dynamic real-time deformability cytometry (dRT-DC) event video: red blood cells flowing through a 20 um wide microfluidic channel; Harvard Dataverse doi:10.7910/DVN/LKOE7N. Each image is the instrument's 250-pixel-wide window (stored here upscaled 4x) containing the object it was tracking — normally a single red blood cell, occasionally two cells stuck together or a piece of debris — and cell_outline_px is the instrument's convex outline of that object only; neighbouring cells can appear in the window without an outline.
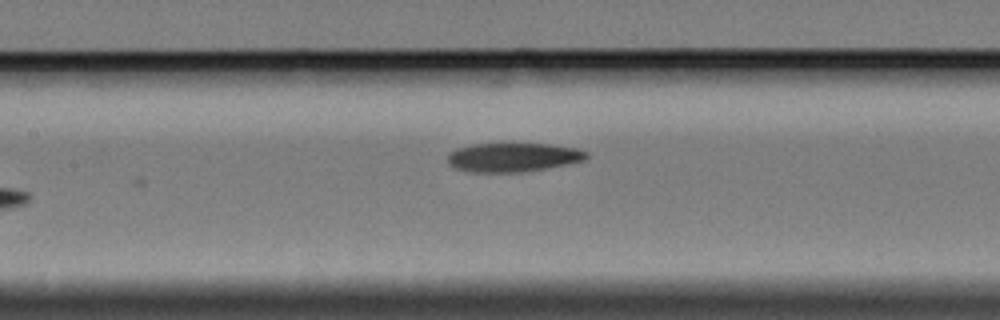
{"species": "Egyptian fruit bat (a non-hibernating species)", "species_latin": "Rousettus aegyptiacus", "temperature_condition": "cold", "stored_images_in_passage": 7, "camera_frame_rate_fps": 3000, "um_per_image_px": 0.085, "animal": {"sex": "female"}, "frame": {"image": 1, "passage_image": 7, "time_ms": 8.333, "image_size_px": [1000, 320], "cell_outline_px": [[588, 156], [584, 160], [568, 164], [520, 172], [472, 172], [456, 168], [448, 160], [448, 156], [456, 148], [472, 144], [504, 140], [552, 144], [576, 148], [588, 152]], "centroid_in_image_um": [43.63, 13.3], "position_along_channel_um": 163.8, "area_um2": 24.28}}